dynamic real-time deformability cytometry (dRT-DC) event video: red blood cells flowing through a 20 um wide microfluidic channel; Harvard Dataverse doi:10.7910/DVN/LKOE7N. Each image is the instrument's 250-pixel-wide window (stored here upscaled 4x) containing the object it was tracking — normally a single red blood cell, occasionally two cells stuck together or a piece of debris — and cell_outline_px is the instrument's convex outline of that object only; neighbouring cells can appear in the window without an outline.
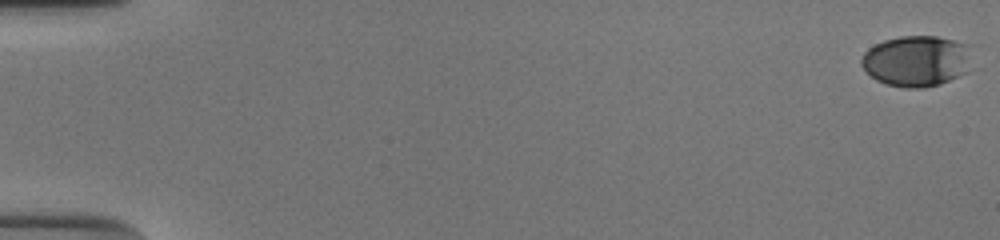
{"species": "human", "species_latin": "Homo sapiens", "temperature_condition": "cold", "stored_images_in_passage": 54, "camera_frame_rate_fps": 3000, "um_per_image_px": 0.085, "donor": {"sex": "male"}, "frame": {"image": 1, "passage_image": 1, "time_ms": 0.0, "image_size_px": [1000, 240], "cell_outline_px": [[972, 44], [968, 72], [940, 84], [924, 88], [904, 88], [884, 84], [876, 80], [860, 64], [860, 60], [864, 52], [868, 48], [884, 40], [900, 36], [936, 36]], "centroid_in_image_um": [77.93, 5.18], "position_along_channel_um": 7.1, "area_um2": 33.29}}
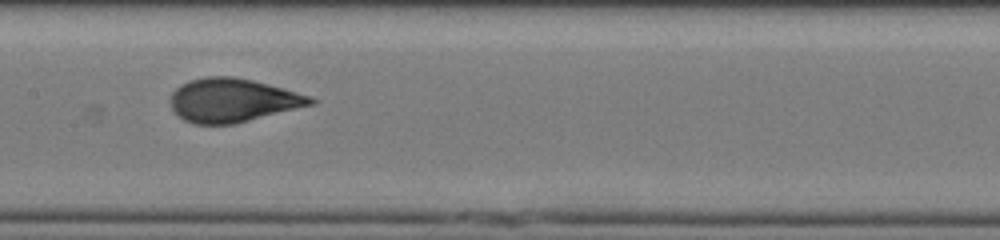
{"frame": {"image": 2, "passage_image": 29, "time_ms": 9.333, "image_size_px": [1000, 240], "cell_outline_px": [[316, 104], [232, 124], [196, 124], [184, 120], [172, 108], [168, 100], [172, 92], [180, 84], [188, 80], [208, 76], [232, 76], [252, 80], [284, 88], [312, 96], [316, 100]], "centroid_in_image_um": [19.77, 8.51], "position_along_channel_um": 187.6, "area_um2": 35.72}}
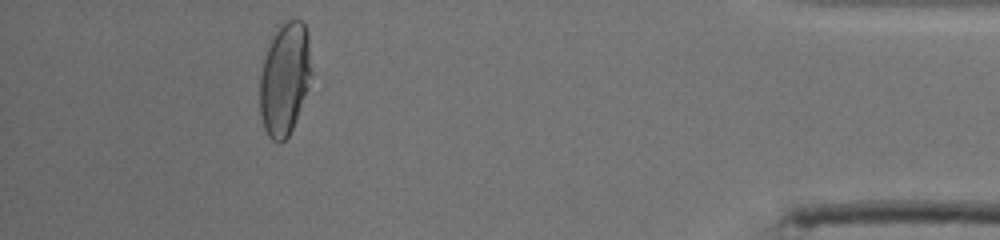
{"frame": {"image": 3, "passage_image": 50, "time_ms": 16.333, "image_size_px": [1000, 240], "cell_outline_px": [[312, 76], [308, 88], [292, 128], [288, 136], [280, 144], [272, 140], [268, 136], [264, 128], [260, 116], [260, 76], [264, 60], [272, 32], [276, 24], [288, 20], [300, 20], [304, 24], [308, 36], [312, 72]], "centroid_in_image_um": [24.19, 6.67], "position_along_channel_um": 411.0, "area_um2": 34.16}, "authors_computed_cell_mechanics": {"area_um2": 34.6511, "velocity_mm_per_s": 3.8938, "shape_relaxation_time_tau1_ms": 4.5117, "shape_relaxation_time_tau2_ms": null, "deformation_change_tau1": 0.1854, "deformation_change_tau2": null}}